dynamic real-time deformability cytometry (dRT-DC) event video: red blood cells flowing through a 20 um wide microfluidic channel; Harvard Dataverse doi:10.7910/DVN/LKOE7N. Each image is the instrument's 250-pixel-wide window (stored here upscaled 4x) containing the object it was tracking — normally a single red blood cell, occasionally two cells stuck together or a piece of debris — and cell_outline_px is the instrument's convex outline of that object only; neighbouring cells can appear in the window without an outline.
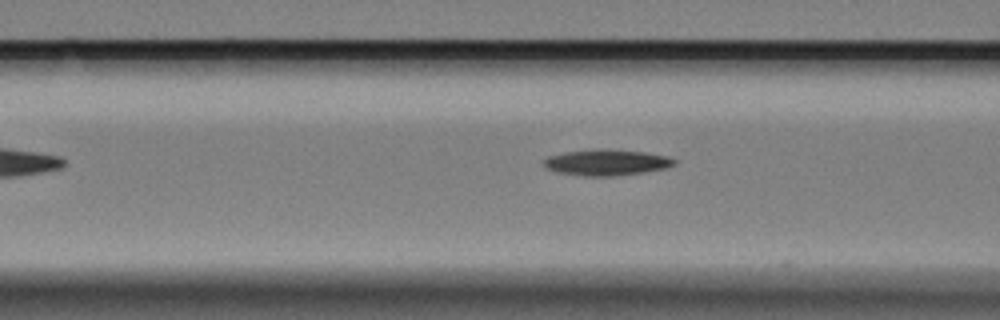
{"species": "Egyptian fruit bat (a non-hibernating species)", "species_latin": "Rousettus aegyptiacus", "temperature_condition": "cold", "stored_images_in_passage": 7, "camera_frame_rate_fps": 3000, "um_per_image_px": 0.085, "animal": {"sex": "female"}, "frame": {"image": 1, "passage_image": 5, "time_ms": 1.333, "image_size_px": [1000, 320], "cell_outline_px": [[676, 164], [664, 168], [644, 172], [616, 176], [584, 176], [556, 172], [548, 168], [544, 164], [544, 160], [548, 156], [568, 152], [644, 152], [668, 156], [676, 160]], "centroid_in_image_um": [51.59, 13.87], "position_along_channel_um": 115.0, "area_um2": 18.55}}